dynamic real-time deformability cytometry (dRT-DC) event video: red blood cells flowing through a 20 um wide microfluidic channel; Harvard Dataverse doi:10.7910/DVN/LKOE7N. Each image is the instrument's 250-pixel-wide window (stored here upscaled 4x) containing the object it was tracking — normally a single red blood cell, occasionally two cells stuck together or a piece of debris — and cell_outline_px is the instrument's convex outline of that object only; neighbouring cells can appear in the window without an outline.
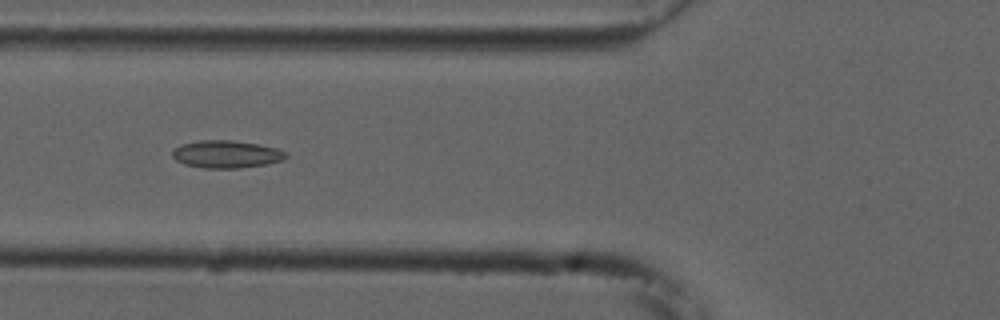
{"species": "common noctule bat (a hibernating species)", "species_latin": "Nyctalus noctula", "temperature_condition": "cold", "stored_images_in_passage": 19, "camera_frame_rate_fps": 3000, "um_per_image_px": 0.085, "animal": {"sex": "male", "forearm_length_mm": 52.5}, "frame": {"image": 1, "passage_image": 7, "time_ms": 2.0, "image_size_px": [1000, 320], "cell_outline_px": [[288, 156], [284, 160], [264, 164], [240, 168], [204, 168], [184, 164], [176, 160], [172, 156], [172, 148], [180, 144], [200, 140], [232, 140], [256, 144], [276, 148], [284, 152]], "centroid_in_image_um": [19.19, 13.1], "position_along_channel_um": 106.6, "area_um2": 18.21}}